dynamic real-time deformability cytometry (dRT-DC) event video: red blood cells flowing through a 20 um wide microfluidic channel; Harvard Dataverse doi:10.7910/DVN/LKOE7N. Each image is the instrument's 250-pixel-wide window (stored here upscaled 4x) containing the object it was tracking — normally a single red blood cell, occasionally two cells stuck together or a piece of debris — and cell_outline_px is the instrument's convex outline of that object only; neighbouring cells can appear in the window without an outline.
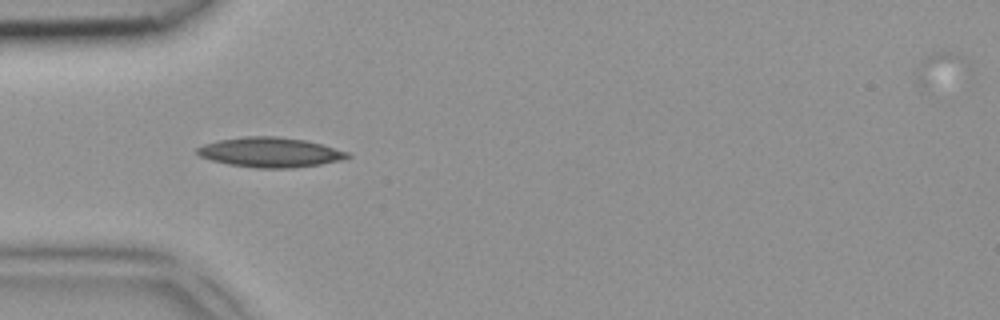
{"species": "common noctule bat (a hibernating species)", "species_latin": "Nyctalus noctula", "temperature_condition": "room temperature", "stored_images_in_passage": 2, "camera_frame_rate_fps": 3000, "um_per_image_px": 0.085, "animal": {"sex": "female", "body_mass_g": 18.4}, "frame": {"image": 1, "passage_image": 1, "time_ms": 0.0, "image_size_px": [1000, 320], "cell_outline_px": [[352, 156], [340, 160], [320, 164], [292, 168], [256, 168], [228, 164], [212, 160], [200, 156], [196, 152], [196, 148], [204, 144], [220, 140], [244, 136], [276, 136], [304, 140], [324, 144], [348, 152]], "centroid_in_image_um": [22.97, 12.94], "position_along_channel_um": 62.0, "area_um2": 26.07}}